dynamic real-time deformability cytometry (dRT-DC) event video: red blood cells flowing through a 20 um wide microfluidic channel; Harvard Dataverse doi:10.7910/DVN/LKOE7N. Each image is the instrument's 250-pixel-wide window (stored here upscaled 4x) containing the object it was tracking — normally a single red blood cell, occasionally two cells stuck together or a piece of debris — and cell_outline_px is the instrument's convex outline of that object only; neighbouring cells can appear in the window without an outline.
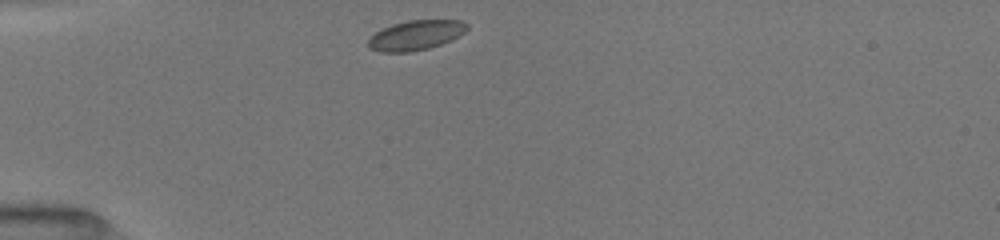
{"species": "common noctule bat (a hibernating species)", "species_latin": "Nyctalus noctula", "temperature_condition": "room temperature", "stored_images_in_passage": 37, "camera_frame_rate_fps": 3000, "um_per_image_px": 0.085, "animal": {"sex": "female", "body_mass_g": 19.5, "forearm_length_mm": 54.1}, "frame": {"image": 1, "passage_image": 1, "time_ms": 0.0, "image_size_px": [1000, 240], "cell_outline_px": [[468, 28], [464, 32], [452, 40], [428, 48], [408, 52], [380, 52], [368, 48], [368, 40], [376, 32], [392, 24], [408, 20], [460, 20], [468, 24]], "centroid_in_image_um": [35.34, 2.99], "position_along_channel_um": 49.7, "area_um2": 17.05}}
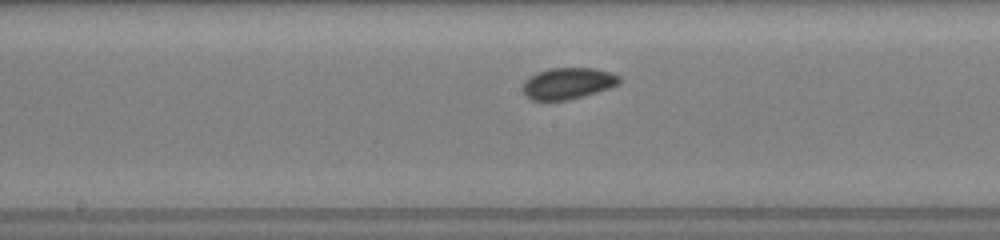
{"frame": {"image": 2, "passage_image": 14, "time_ms": 4.333, "image_size_px": [1000, 240], "cell_outline_px": [[624, 80], [620, 84], [584, 96], [568, 100], [532, 100], [524, 96], [524, 80], [536, 72], [548, 68], [596, 68], [620, 76]], "centroid_in_image_um": [48.28, 7.08], "position_along_channel_um": 199.9, "area_um2": 17.8}}
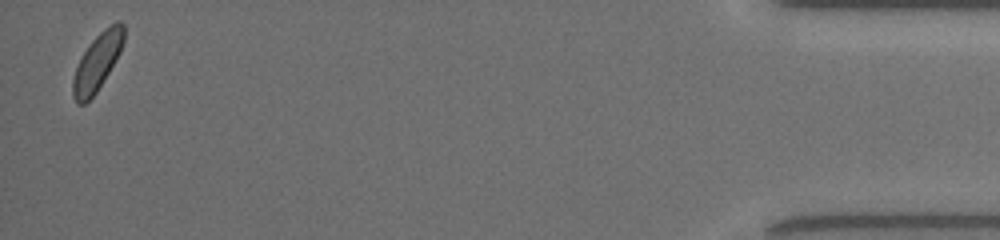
{"frame": {"image": 3, "passage_image": 36, "time_ms": 12.0, "image_size_px": [1000, 240], "cell_outline_px": [[124, 40], [120, 52], [96, 92], [84, 104], [76, 104], [72, 96], [72, 80], [80, 56], [88, 44], [104, 28], [116, 20], [120, 20], [124, 24]], "centroid_in_image_um": [8.25, 5.24], "position_along_channel_um": 426.9, "area_um2": 16.94}}